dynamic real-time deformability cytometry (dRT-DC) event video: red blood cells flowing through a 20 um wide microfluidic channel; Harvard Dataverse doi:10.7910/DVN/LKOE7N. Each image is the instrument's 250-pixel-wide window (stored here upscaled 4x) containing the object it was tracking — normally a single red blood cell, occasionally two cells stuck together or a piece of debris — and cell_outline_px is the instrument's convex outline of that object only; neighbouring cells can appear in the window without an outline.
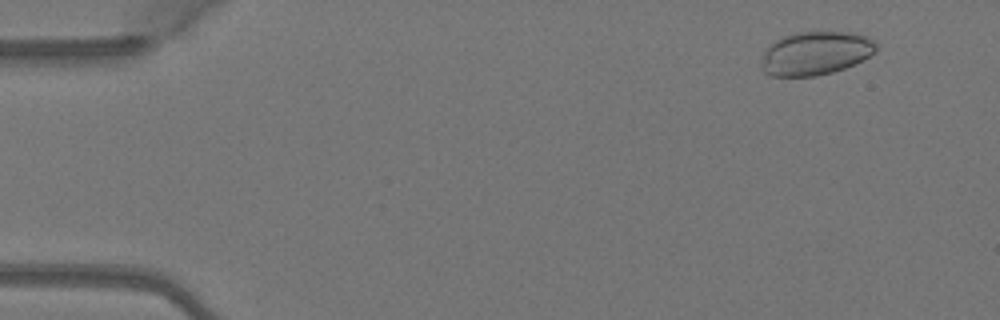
{"species": "Egyptian fruit bat (a non-hibernating species)", "species_latin": "Rousettus aegyptiacus", "temperature_condition": "warm", "stored_images_in_passage": 48, "camera_frame_rate_fps": 3000, "um_per_image_px": 0.085, "animal": {"sex": "female"}, "frame": {"image": 1, "passage_image": 2, "time_ms": 0.333, "image_size_px": [1000, 320], "cell_outline_px": [[876, 48], [868, 56], [844, 68], [832, 72], [816, 76], [772, 76], [764, 72], [764, 52], [776, 40], [784, 36], [796, 32], [844, 32], [868, 36], [876, 40]], "centroid_in_image_um": [69.34, 4.52], "position_along_channel_um": 15.7, "area_um2": 28.5}}
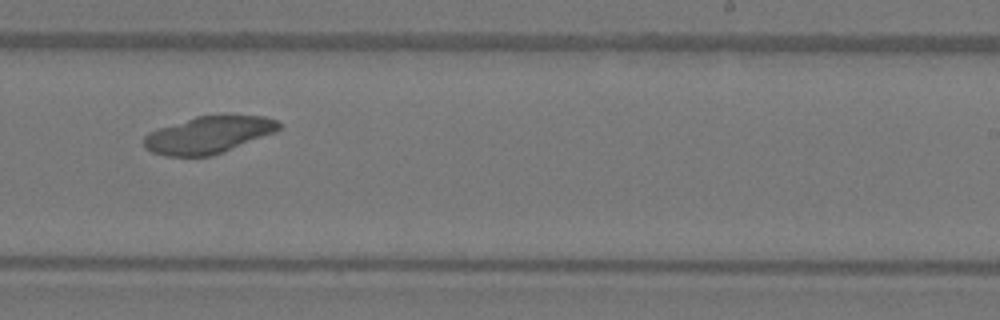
{"frame": {"image": 2, "passage_image": 29, "time_ms": 9.333, "image_size_px": [1000, 320], "cell_outline_px": [[280, 128], [276, 132], [224, 152], [212, 156], [164, 156], [152, 152], [144, 148], [144, 136], [148, 132], [196, 116], [224, 112], [264, 116], [276, 120], [280, 124]], "centroid_in_image_um": [17.76, 11.42], "position_along_channel_um": 271.2, "area_um2": 29.94}}
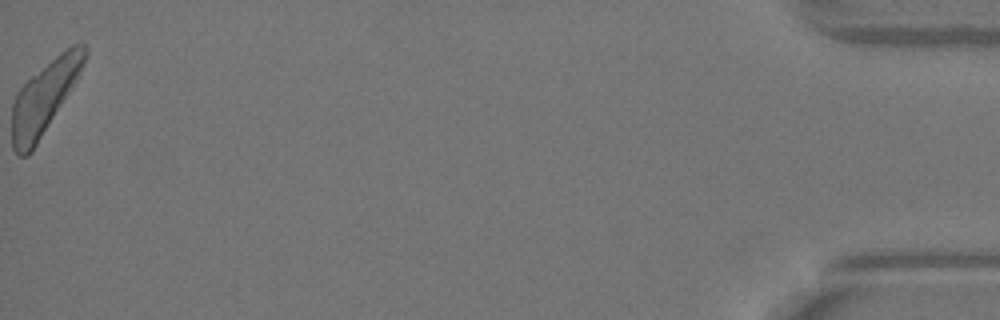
{"frame": {"image": 3, "passage_image": 48, "time_ms": 15.667, "image_size_px": [1000, 320], "cell_outline_px": [[88, 52], [84, 64], [76, 80], [32, 152], [28, 156], [20, 156], [12, 148], [12, 104], [20, 88], [32, 76], [60, 52], [72, 44], [80, 40], [84, 40], [88, 44]], "centroid_in_image_um": [3.8, 8.23], "position_along_channel_um": 431.4, "area_um2": 30.4}, "authors_computed_cell_mechanics": {"area_um2": 29.767, "velocity_mm_per_s": 4.0644, "shape_relaxation_time_tau1_ms": 0.5059, "shape_relaxation_time_tau2_ms": null, "deformation_change_tau1": 0.0217, "deformation_change_tau2": null}}